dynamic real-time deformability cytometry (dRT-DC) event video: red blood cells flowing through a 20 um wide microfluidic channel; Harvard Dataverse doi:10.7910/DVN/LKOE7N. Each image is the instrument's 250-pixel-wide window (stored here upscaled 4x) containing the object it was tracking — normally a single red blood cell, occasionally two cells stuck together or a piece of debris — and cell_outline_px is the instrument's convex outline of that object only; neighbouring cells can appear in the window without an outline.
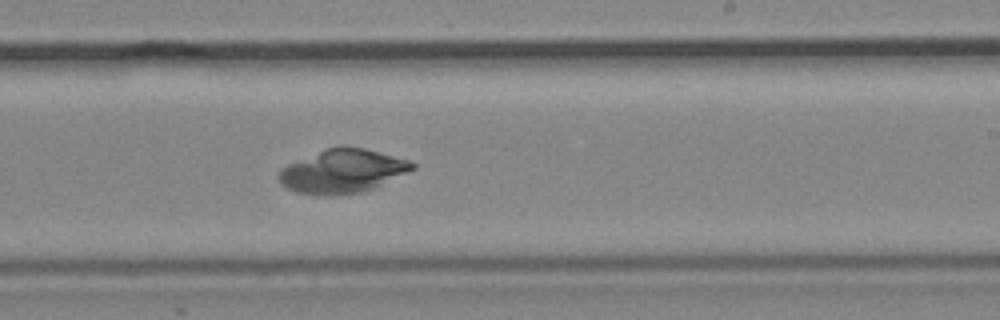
{"species": "common noctule bat (a hibernating species)", "species_latin": "Nyctalus noctula", "temperature_condition": "cold", "stored_images_in_passage": 10, "camera_frame_rate_fps": 3000, "um_per_image_px": 0.085, "animal": {"sex": "male", "body_mass_g": 19.2, "forearm_length_mm": 51.8}, "frame": {"image": 1, "passage_image": 10, "time_ms": 11.667, "image_size_px": [1000, 320], "cell_outline_px": [[416, 168], [372, 188], [360, 192], [336, 196], [324, 196], [296, 192], [280, 184], [276, 176], [280, 168], [288, 164], [324, 148], [340, 144], [364, 148], [408, 160], [416, 164]], "centroid_in_image_um": [29.05, 14.54], "position_along_channel_um": 260.0, "area_um2": 34.22}}